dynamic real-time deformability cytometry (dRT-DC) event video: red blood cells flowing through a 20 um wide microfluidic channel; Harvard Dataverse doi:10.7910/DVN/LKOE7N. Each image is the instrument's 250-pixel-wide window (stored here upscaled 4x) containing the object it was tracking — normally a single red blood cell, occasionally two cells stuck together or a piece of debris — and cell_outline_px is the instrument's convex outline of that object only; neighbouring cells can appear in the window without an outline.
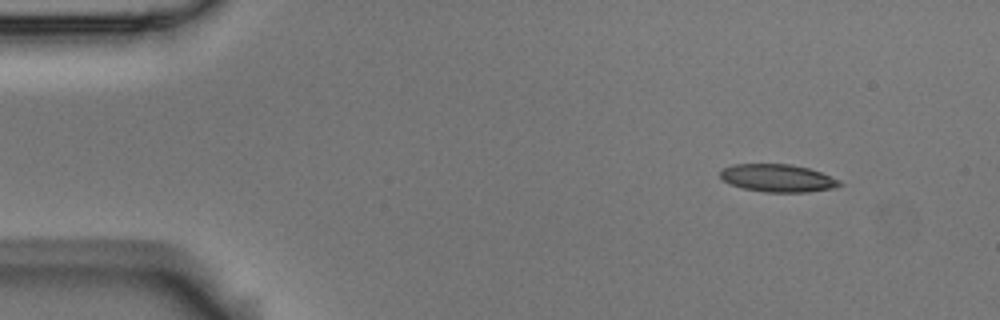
{"species": "Egyptian fruit bat (a non-hibernating species)", "species_latin": "Rousettus aegyptiacus", "temperature_condition": "room temperature", "stored_images_in_passage": 49, "camera_frame_rate_fps": 3000, "um_per_image_px": 0.085, "animal": {"sex": "male"}, "frame": {"image": 1, "passage_image": 1, "time_ms": 0.0, "image_size_px": [1000, 320], "cell_outline_px": [[844, 184], [836, 188], [808, 192], [764, 192], [744, 188], [732, 184], [724, 180], [720, 176], [720, 168], [732, 164], [792, 164], [808, 168], [820, 172], [840, 180]], "centroid_in_image_um": [66.13, 15.13], "position_along_channel_um": 18.9, "area_um2": 19.36}}
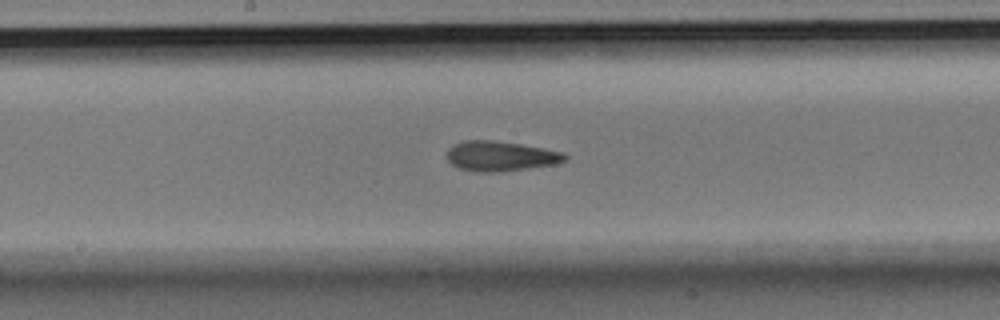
{"frame": {"image": 2, "passage_image": 23, "time_ms": 7.333, "image_size_px": [1000, 320], "cell_outline_px": [[568, 160], [556, 164], [496, 172], [476, 172], [460, 168], [452, 164], [448, 160], [448, 148], [452, 144], [464, 140], [492, 140], [520, 144], [544, 148], [564, 152], [568, 156]], "centroid_in_image_um": [42.56, 13.26], "position_along_channel_um": 205.6, "area_um2": 20.63}}
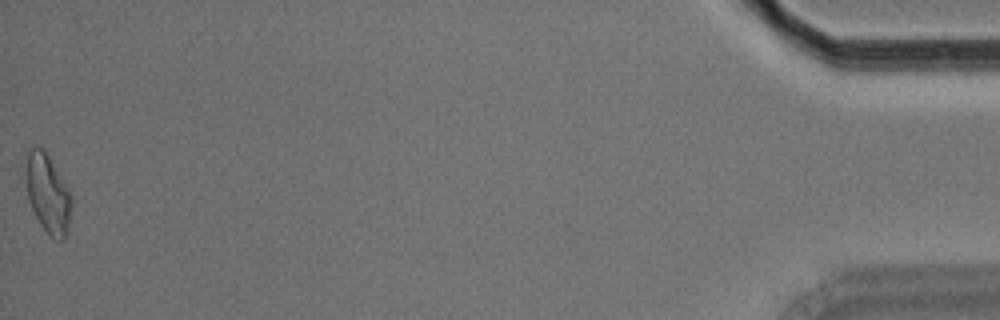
{"frame": {"image": 3, "passage_image": 49, "time_ms": 16.0, "image_size_px": [1000, 320], "cell_outline_px": [[72, 204], [64, 240], [60, 240], [52, 236], [40, 224], [28, 200], [24, 172], [28, 152], [32, 148], [44, 148], [72, 196]], "centroid_in_image_um": [4.04, 16.42], "position_along_channel_um": 431.2, "area_um2": 20.58}, "authors_computed_cell_mechanics": {"area_um2": 19.941, "velocity_mm_per_s": 3.7268, "shape_relaxation_time_tau1_ms": 6.0244, "shape_relaxation_time_tau2_ms": 1.9704, "deformation_change_tau1": 0.1747, "deformation_change_tau2": 0.1053}}